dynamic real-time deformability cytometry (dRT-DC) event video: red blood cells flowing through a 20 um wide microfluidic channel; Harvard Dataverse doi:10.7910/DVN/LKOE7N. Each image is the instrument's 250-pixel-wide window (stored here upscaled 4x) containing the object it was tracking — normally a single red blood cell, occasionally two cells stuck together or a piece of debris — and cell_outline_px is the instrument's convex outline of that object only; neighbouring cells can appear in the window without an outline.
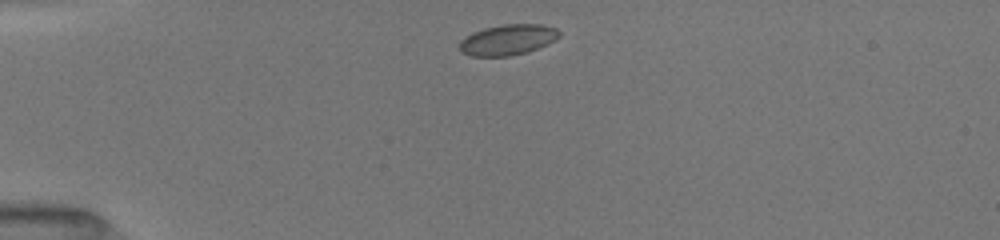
{"species": "common noctule bat (a hibernating species)", "species_latin": "Nyctalus noctula", "temperature_condition": "room temperature", "stored_images_in_passage": 3, "camera_frame_rate_fps": 3000, "um_per_image_px": 0.085, "animal": {"sex": "female", "body_mass_g": 19.5, "forearm_length_mm": 54.1}, "frame": {"image": 1, "passage_image": 1, "time_ms": 0.0, "image_size_px": [1000, 240], "cell_outline_px": [[560, 36], [556, 40], [548, 44], [528, 52], [508, 56], [472, 56], [460, 52], [460, 40], [464, 36], [472, 32], [484, 28], [504, 24], [540, 24], [556, 28], [560, 32]], "centroid_in_image_um": [43.16, 3.38], "position_along_channel_um": 41.8, "area_um2": 17.98}}
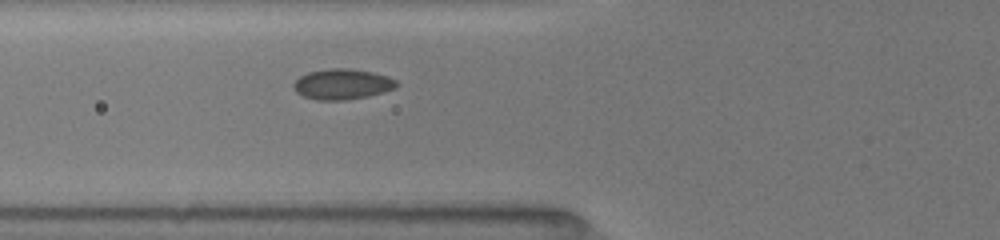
{"frame": {"image": 2, "passage_image": 3, "time_ms": 2.333, "image_size_px": [1000, 240], "cell_outline_px": [[400, 84], [396, 88], [368, 96], [344, 100], [316, 100], [304, 96], [296, 92], [292, 88], [292, 84], [300, 76], [308, 72], [328, 68], [352, 68], [372, 72], [388, 76], [396, 80]], "centroid_in_image_um": [29.09, 7.14], "position_along_channel_um": 96.7, "area_um2": 18.5}}